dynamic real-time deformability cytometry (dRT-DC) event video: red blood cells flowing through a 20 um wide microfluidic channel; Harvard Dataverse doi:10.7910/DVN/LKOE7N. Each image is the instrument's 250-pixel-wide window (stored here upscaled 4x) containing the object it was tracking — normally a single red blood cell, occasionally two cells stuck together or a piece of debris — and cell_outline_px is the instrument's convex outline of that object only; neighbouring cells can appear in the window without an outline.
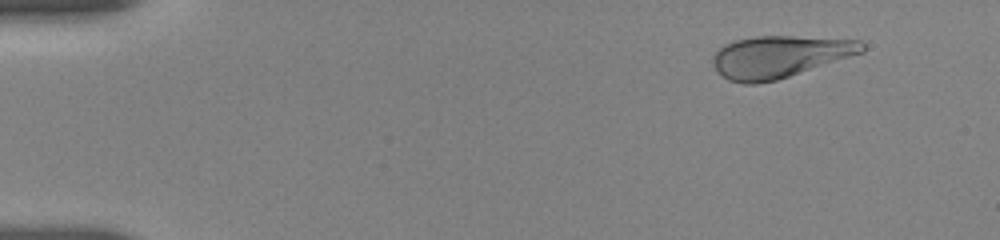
{"species": "human", "species_latin": "Homo sapiens", "temperature_condition": "room temperature", "stored_images_in_passage": 50, "camera_frame_rate_fps": 3000, "um_per_image_px": 0.085, "donor": {"sex": "female"}, "frame": {"image": 1, "passage_image": 1, "time_ms": 0.0, "image_size_px": [1000, 240], "cell_outline_px": [[864, 52], [776, 80], [756, 84], [744, 84], [728, 80], [716, 68], [712, 60], [712, 56], [724, 44], [736, 40], [756, 36], [792, 36], [860, 40], [864, 44]], "centroid_in_image_um": [66.25, 4.81], "position_along_channel_um": 18.7, "area_um2": 36.13}}
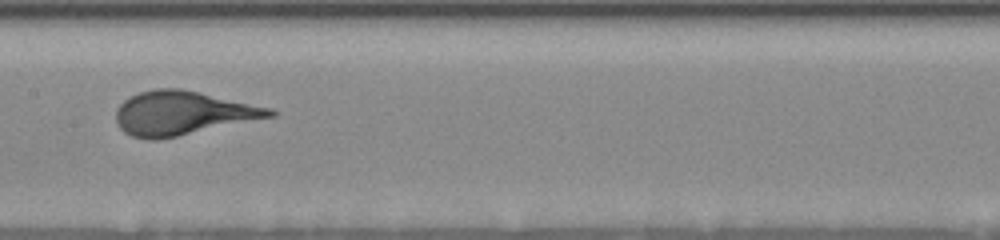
{"frame": {"image": 2, "passage_image": 24, "time_ms": 7.667, "image_size_px": [1000, 240], "cell_outline_px": [[276, 116], [156, 140], [148, 140], [132, 136], [124, 132], [120, 128], [116, 120], [116, 108], [124, 100], [140, 92], [156, 88], [180, 88], [200, 92], [272, 108], [276, 112]], "centroid_in_image_um": [15.52, 9.61], "position_along_channel_um": 191.9, "area_um2": 39.13}}
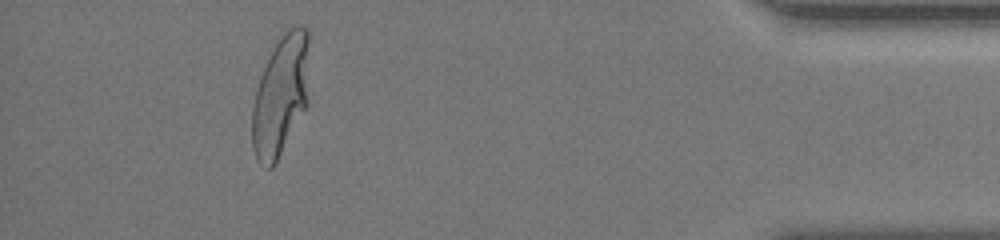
{"frame": {"image": 3, "passage_image": 46, "time_ms": 15.0, "image_size_px": [1000, 240], "cell_outline_px": [[308, 104], [276, 164], [272, 168], [268, 168], [260, 164], [252, 148], [252, 108], [256, 88], [260, 76], [276, 44], [284, 32], [288, 28], [296, 24], [300, 24], [308, 28]], "centroid_in_image_um": [23.87, 8.14], "position_along_channel_um": 411.3, "area_um2": 40.34}}